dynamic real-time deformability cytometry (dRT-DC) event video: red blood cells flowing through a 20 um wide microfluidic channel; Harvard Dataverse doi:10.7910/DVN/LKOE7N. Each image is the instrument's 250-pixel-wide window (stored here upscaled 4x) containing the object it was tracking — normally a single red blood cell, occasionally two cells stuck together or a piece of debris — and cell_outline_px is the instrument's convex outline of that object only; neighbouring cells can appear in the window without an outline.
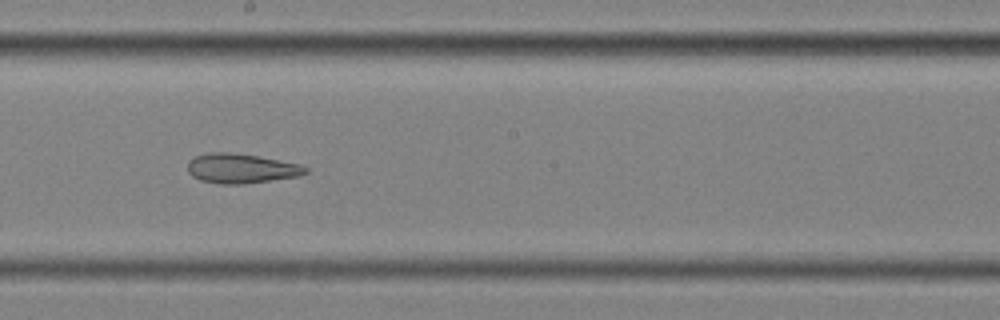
{"species": "common noctule bat (a hibernating species)", "species_latin": "Nyctalus noctula", "temperature_condition": "cold", "stored_images_in_passage": 14, "camera_frame_rate_fps": 3000, "um_per_image_px": 0.085, "animal": {"sex": "female", "body_mass_g": 25.1}, "frame": {"image": 1, "passage_image": 7, "time_ms": 2.0, "image_size_px": [1000, 320], "cell_outline_px": [[308, 172], [300, 176], [272, 180], [240, 184], [216, 184], [200, 180], [192, 176], [188, 172], [188, 160], [196, 156], [208, 152], [232, 152], [256, 156], [300, 164], [308, 168]], "centroid_in_image_um": [20.48, 14.32], "position_along_channel_um": 227.7, "area_um2": 20.4}}
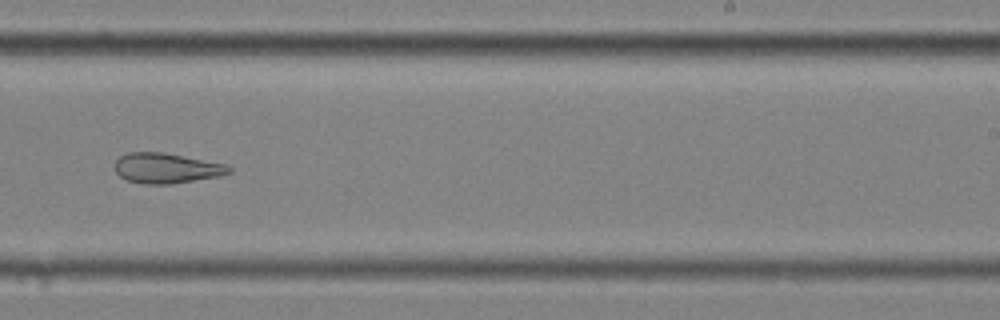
{"frame": {"image": 2, "passage_image": 8, "time_ms": 2.333, "image_size_px": [1000, 320], "cell_outline_px": [[232, 172], [220, 176], [172, 184], [144, 184], [128, 180], [120, 176], [116, 172], [116, 160], [120, 156], [128, 152], [164, 152], [224, 164], [232, 168]], "centroid_in_image_um": [14.15, 14.29], "position_along_channel_um": 274.8, "area_um2": 20.0}}